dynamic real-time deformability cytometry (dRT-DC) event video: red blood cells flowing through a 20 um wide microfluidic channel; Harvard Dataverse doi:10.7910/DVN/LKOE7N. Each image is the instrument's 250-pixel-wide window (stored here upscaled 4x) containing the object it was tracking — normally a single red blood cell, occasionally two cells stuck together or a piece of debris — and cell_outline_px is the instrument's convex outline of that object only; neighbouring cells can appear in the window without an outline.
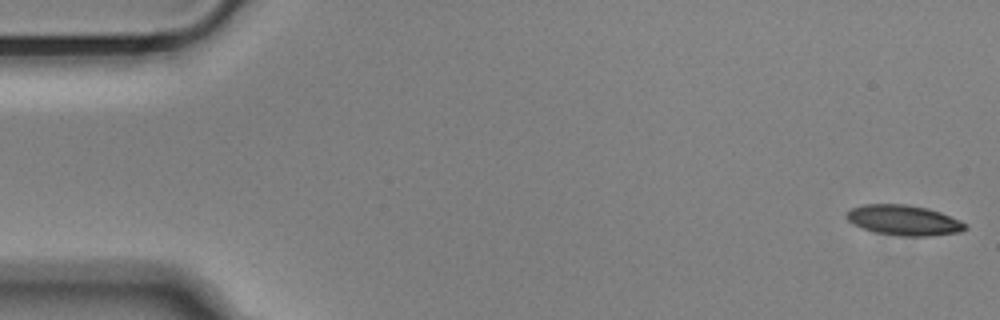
{"species": "Egyptian fruit bat (a non-hibernating species)", "species_latin": "Rousettus aegyptiacus", "temperature_condition": "cold", "stored_images_in_passage": 54, "camera_frame_rate_fps": 3000, "um_per_image_px": 0.085, "animal": {"sex": "male"}, "frame": {"image": 1, "passage_image": 1, "time_ms": 0.0, "image_size_px": [1000, 320], "cell_outline_px": [[968, 228], [960, 232], [932, 236], [900, 236], [876, 232], [864, 228], [848, 220], [844, 216], [852, 208], [864, 204], [908, 204], [928, 208], [940, 212], [960, 220], [968, 224]], "centroid_in_image_um": [76.88, 18.72], "position_along_channel_um": 8.1, "area_um2": 20.92}}
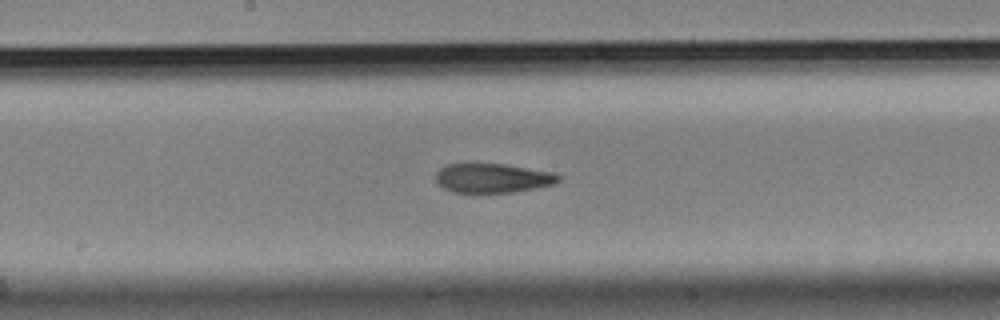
{"frame": {"image": 2, "passage_image": 28, "time_ms": 9.0, "image_size_px": [1000, 320], "cell_outline_px": [[560, 180], [556, 184], [512, 192], [452, 192], [444, 188], [436, 180], [436, 172], [440, 168], [448, 164], [504, 164], [556, 172], [560, 176]], "centroid_in_image_um": [41.92, 15.13], "position_along_channel_um": 206.3, "area_um2": 20.87}}
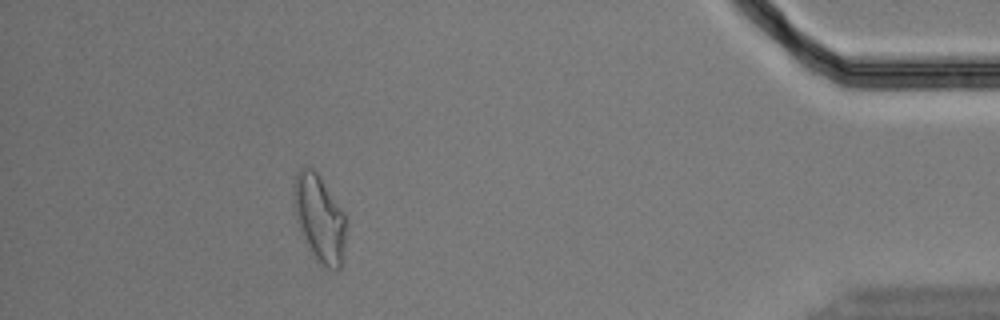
{"frame": {"image": 3, "passage_image": 49, "time_ms": 16.0, "image_size_px": [1000, 320], "cell_outline_px": [[344, 256], [340, 268], [336, 272], [332, 272], [320, 264], [312, 256], [300, 232], [296, 220], [292, 192], [296, 172], [304, 164], [312, 168], [320, 176], [344, 212]], "centroid_in_image_um": [27.12, 18.57], "position_along_channel_um": 408.1, "area_um2": 26.99}, "authors_computed_cell_mechanics": {"area_um2": 22.0796, "velocity_mm_per_s": 3.6525, "shape_relaxation_time_tau1_ms": null, "shape_relaxation_time_tau2_ms": 4.0468, "deformation_change_tau1": null, "deformation_change_tau2": 0.1228}}